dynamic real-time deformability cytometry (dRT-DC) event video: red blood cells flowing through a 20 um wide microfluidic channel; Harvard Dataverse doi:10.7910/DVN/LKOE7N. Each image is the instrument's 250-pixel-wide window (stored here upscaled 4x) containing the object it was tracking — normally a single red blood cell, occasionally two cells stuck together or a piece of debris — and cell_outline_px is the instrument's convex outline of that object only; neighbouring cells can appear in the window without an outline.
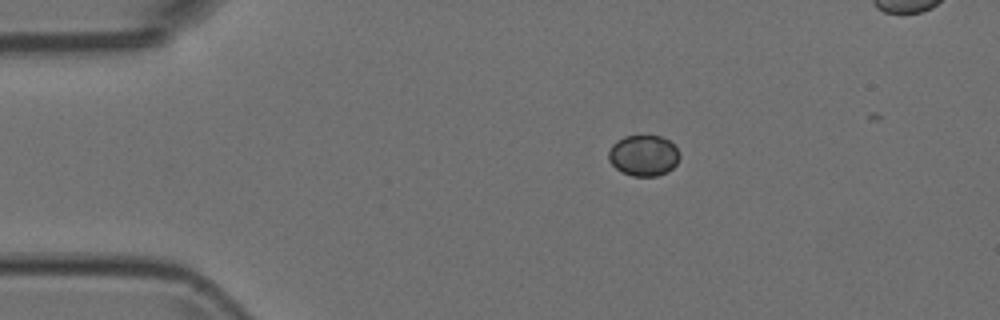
{"species": "Egyptian fruit bat (a non-hibernating species)", "species_latin": "Rousettus aegyptiacus", "temperature_condition": "room temperature", "stored_images_in_passage": 5, "camera_frame_rate_fps": 3000, "um_per_image_px": 0.085, "animal": {"sex": "female"}, "frame": {"image": 1, "passage_image": 2, "time_ms": 0.333, "image_size_px": [1000, 320], "cell_outline_px": [[680, 156], [676, 164], [668, 172], [656, 176], [632, 176], [616, 168], [608, 160], [608, 152], [612, 144], [616, 140], [624, 136], [660, 136], [668, 140], [680, 152]], "centroid_in_image_um": [54.69, 13.21], "position_along_channel_um": 30.3, "area_um2": 16.94}}